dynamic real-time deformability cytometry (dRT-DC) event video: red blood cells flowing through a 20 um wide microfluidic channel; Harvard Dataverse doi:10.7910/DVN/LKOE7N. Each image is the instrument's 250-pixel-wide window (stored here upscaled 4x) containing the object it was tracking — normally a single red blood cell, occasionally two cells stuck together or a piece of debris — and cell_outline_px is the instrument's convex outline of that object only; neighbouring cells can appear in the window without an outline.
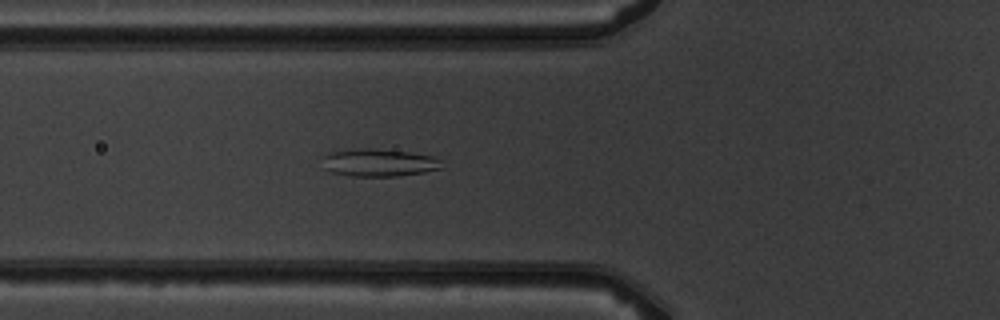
{"species": "common noctule bat (a hibernating species)", "species_latin": "Nyctalus noctula", "temperature_condition": "warm", "stored_images_in_passage": 3, "camera_frame_rate_fps": 3000, "um_per_image_px": 0.085, "animal": {"sex": "male", "body_mass_g": 19.5, "forearm_length_mm": 54.6}, "frame": {"image": 1, "passage_image": 3, "time_ms": 2.333, "image_size_px": [1000, 320], "cell_outline_px": [[444, 168], [424, 172], [396, 176], [352, 176], [332, 172], [324, 168], [324, 156], [332, 152], [356, 148], [368, 148], [408, 152], [432, 156], [440, 160]], "centroid_in_image_um": [32.23, 13.83], "position_along_channel_um": 93.6, "area_um2": 19.02}}